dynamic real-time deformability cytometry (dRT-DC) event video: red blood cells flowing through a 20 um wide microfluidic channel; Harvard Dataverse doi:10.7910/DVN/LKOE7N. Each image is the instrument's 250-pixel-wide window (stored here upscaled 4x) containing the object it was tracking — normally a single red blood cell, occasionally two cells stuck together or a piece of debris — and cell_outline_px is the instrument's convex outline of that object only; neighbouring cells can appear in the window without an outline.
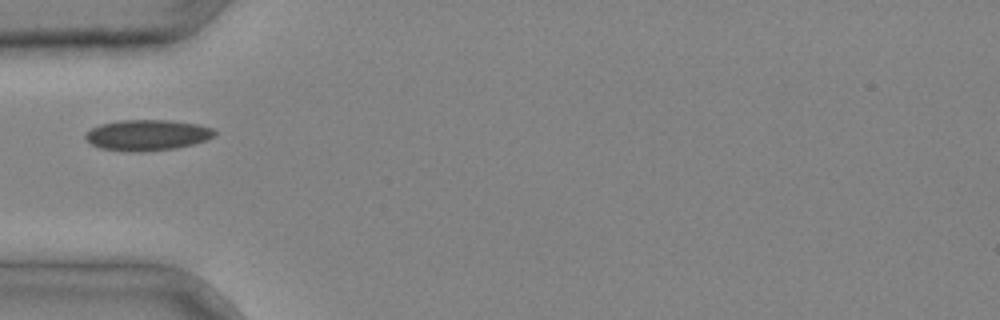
{"species": "common noctule bat (a hibernating species)", "species_latin": "Nyctalus noctula", "temperature_condition": "cold", "stored_images_in_passage": 1, "camera_frame_rate_fps": 3000, "um_per_image_px": 0.085, "animal": {"sex": "male", "body_mass_g": 20.4}, "frame": {"image": 1, "passage_image": 1, "time_ms": 0.0, "image_size_px": [1000, 320], "cell_outline_px": [[216, 132], [212, 136], [204, 140], [192, 144], [176, 148], [140, 152], [128, 152], [100, 148], [92, 144], [84, 136], [92, 128], [100, 124], [120, 120], [168, 120], [196, 124], [212, 128]], "centroid_in_image_um": [12.48, 11.48], "position_along_channel_um": 72.5, "area_um2": 22.95}}